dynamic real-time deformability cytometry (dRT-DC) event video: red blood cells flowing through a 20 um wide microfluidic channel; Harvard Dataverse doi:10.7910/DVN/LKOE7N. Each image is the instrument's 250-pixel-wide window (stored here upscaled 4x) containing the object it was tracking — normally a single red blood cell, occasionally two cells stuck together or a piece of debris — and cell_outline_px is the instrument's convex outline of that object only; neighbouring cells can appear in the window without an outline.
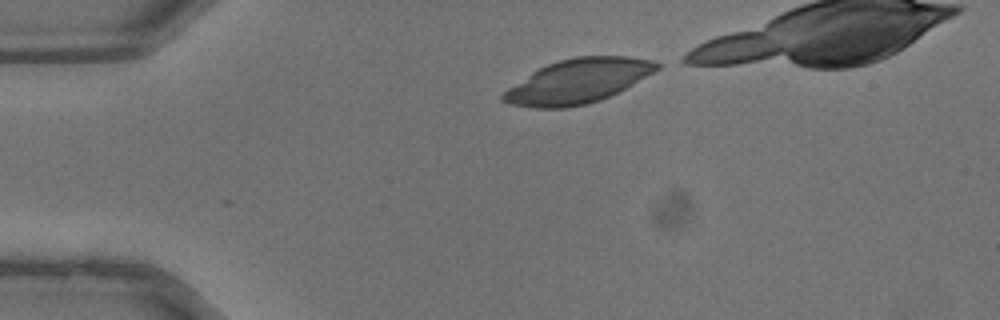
{"species": "common noctule bat (a hibernating species)", "species_latin": "Nyctalus noctula", "temperature_condition": "warm", "stored_images_in_passage": 10, "camera_frame_rate_fps": 3000, "um_per_image_px": 0.085, "animal": {"sex": "male", "body_mass_g": 13.3}, "frame": {"image": 1, "passage_image": 1, "time_ms": 0.0, "image_size_px": [1000, 320], "cell_outline_px": [[660, 68], [620, 92], [600, 100], [588, 104], [564, 108], [536, 108], [508, 104], [500, 100], [500, 96], [508, 88], [532, 72], [548, 64], [560, 60], [576, 56], [628, 56], [652, 60], [660, 64]], "centroid_in_image_um": [49.13, 6.91], "position_along_channel_um": 35.9, "area_um2": 39.59}}